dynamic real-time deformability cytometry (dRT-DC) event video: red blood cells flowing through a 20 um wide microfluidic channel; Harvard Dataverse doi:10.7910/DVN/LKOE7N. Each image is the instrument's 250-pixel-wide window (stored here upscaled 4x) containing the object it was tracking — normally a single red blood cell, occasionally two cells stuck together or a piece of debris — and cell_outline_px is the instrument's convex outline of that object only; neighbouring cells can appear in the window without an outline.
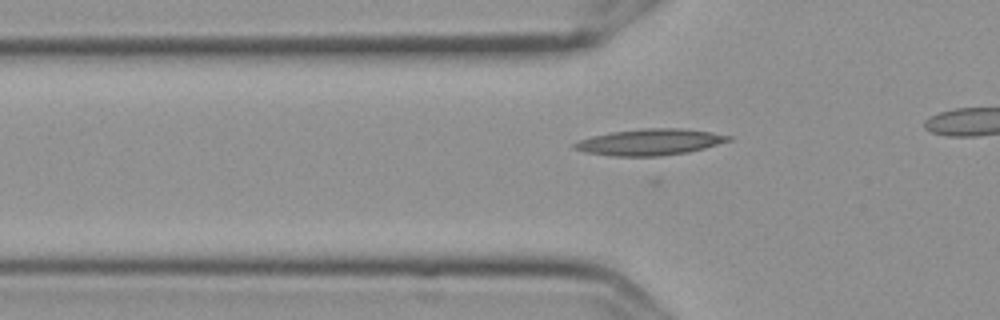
{"species": "Egyptian fruit bat (a non-hibernating species)", "species_latin": "Rousettus aegyptiacus", "temperature_condition": "cold", "stored_images_in_passage": 30, "camera_frame_rate_fps": 3000, "um_per_image_px": 0.085, "frame": {"image": 1, "passage_image": 13, "time_ms": 4.0, "image_size_px": [1000, 320], "cell_outline_px": [[732, 140], [704, 148], [688, 152], [660, 156], [612, 156], [584, 152], [572, 148], [572, 144], [580, 140], [592, 136], [612, 132], [640, 128], [684, 128], [712, 132], [732, 136]], "centroid_in_image_um": [55.24, 12.07], "position_along_channel_um": 70.6, "area_um2": 23.7}}
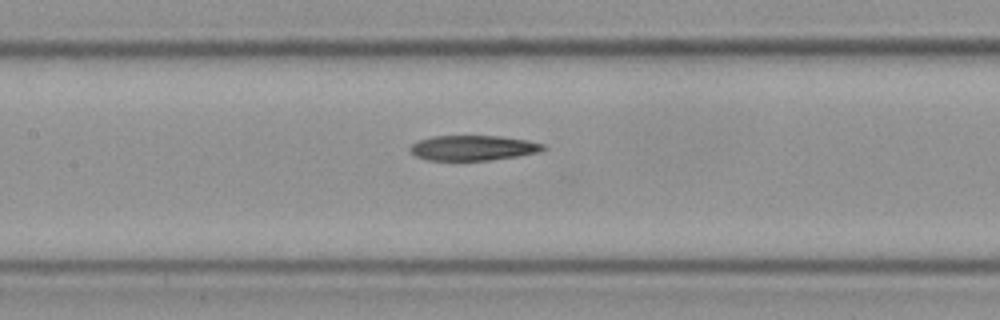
{"frame": {"image": 2, "passage_image": 21, "time_ms": 6.667, "image_size_px": [1000, 320], "cell_outline_px": [[548, 148], [540, 152], [516, 156], [488, 160], [428, 160], [416, 156], [408, 148], [416, 140], [432, 136], [500, 136], [528, 140], [544, 144]], "centroid_in_image_um": [40.21, 12.56], "position_along_channel_um": 167.2, "area_um2": 19.54}}
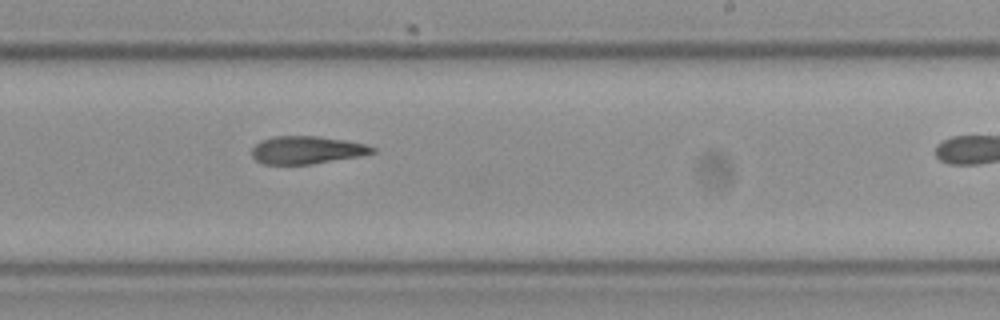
{"frame": {"image": 3, "passage_image": 29, "time_ms": 9.333, "image_size_px": [1000, 320], "cell_outline_px": [[376, 152], [356, 156], [312, 164], [264, 164], [256, 160], [252, 156], [252, 148], [260, 140], [272, 136], [316, 136], [344, 140], [364, 144], [376, 148]], "centroid_in_image_um": [26.02, 12.74], "position_along_channel_um": 263.0, "area_um2": 19.31}}